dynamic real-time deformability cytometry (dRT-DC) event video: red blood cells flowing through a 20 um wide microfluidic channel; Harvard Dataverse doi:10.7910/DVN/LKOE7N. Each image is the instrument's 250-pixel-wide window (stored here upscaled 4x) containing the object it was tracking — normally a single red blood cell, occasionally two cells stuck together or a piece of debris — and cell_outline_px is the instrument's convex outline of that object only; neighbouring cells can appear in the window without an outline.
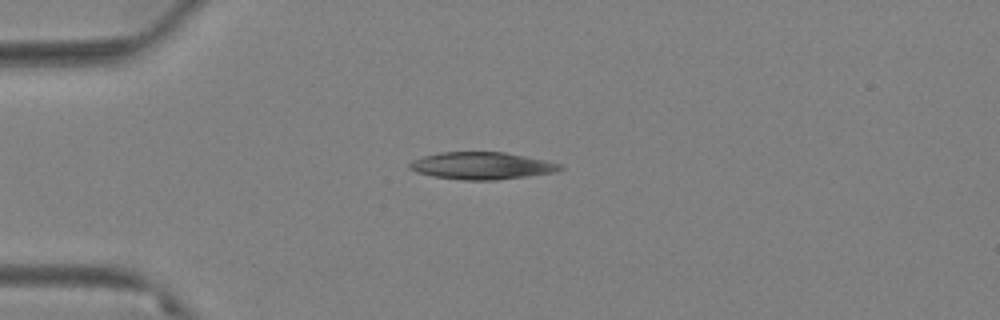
{"species": "Egyptian fruit bat (a non-hibernating species)", "species_latin": "Rousettus aegyptiacus", "temperature_condition": "warm", "stored_images_in_passage": 46, "camera_frame_rate_fps": 3000, "um_per_image_px": 0.085, "animal": {"sex": "female"}, "frame": {"image": 1, "passage_image": 1, "time_ms": 0.0, "image_size_px": [1000, 320], "cell_outline_px": [[564, 168], [556, 172], [496, 180], [464, 180], [432, 176], [416, 172], [408, 168], [408, 164], [412, 160], [424, 156], [440, 152], [504, 152], [544, 160], [560, 164]], "centroid_in_image_um": [40.91, 14.09], "position_along_channel_um": 44.1, "area_um2": 23.76}}
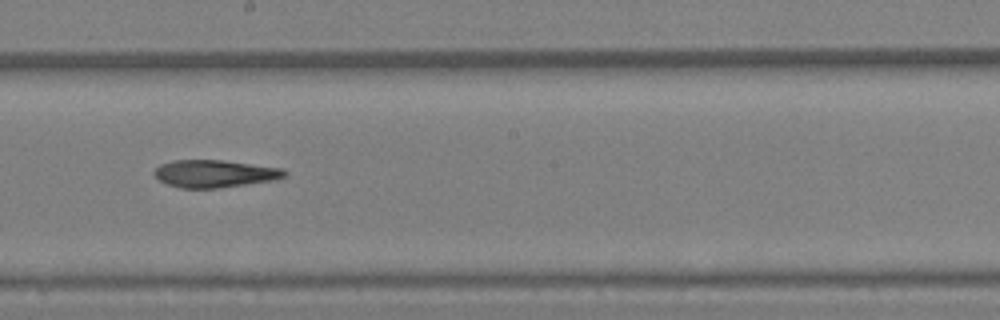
{"frame": {"image": 2, "passage_image": 20, "time_ms": 6.333, "image_size_px": [1000, 320], "cell_outline_px": [[288, 172], [284, 176], [272, 180], [216, 188], [180, 188], [156, 180], [152, 172], [160, 164], [172, 160], [220, 160], [280, 168]], "centroid_in_image_um": [18.14, 14.76], "position_along_channel_um": 230.1, "area_um2": 20.63}}
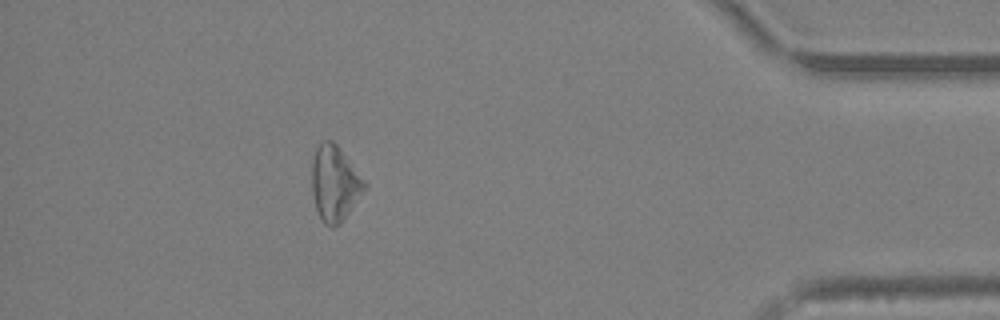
{"frame": {"image": 3, "passage_image": 40, "time_ms": 13.0, "image_size_px": [1000, 320], "cell_outline_px": [[368, 184], [344, 220], [340, 224], [332, 228], [324, 224], [316, 208], [312, 192], [312, 160], [316, 148], [324, 140], [332, 140], [336, 144]], "centroid_in_image_um": [28.44, 15.61], "position_along_channel_um": 406.8, "area_um2": 22.95}}